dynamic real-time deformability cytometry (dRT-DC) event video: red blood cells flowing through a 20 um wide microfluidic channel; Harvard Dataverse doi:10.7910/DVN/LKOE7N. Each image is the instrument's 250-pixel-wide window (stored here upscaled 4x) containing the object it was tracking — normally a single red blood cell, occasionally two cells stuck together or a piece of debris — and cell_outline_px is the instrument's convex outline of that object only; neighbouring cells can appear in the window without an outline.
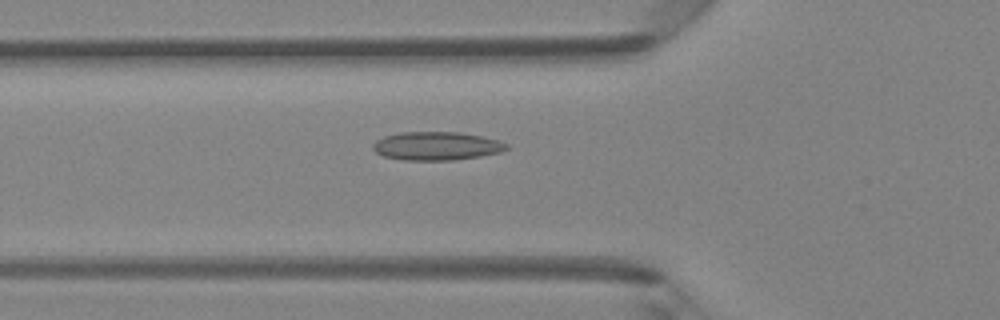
{"species": "Egyptian fruit bat (a non-hibernating species)", "species_latin": "Rousettus aegyptiacus", "temperature_condition": "room temperature", "stored_images_in_passage": 48, "camera_frame_rate_fps": 3000, "um_per_image_px": 0.085, "animal": {"sex": "female"}, "frame": {"image": 1, "passage_image": 17, "time_ms": 5.333, "image_size_px": [1000, 320], "cell_outline_px": [[508, 148], [500, 152], [480, 156], [452, 160], [400, 160], [384, 156], [376, 152], [372, 148], [372, 144], [376, 140], [384, 136], [400, 132], [460, 132], [480, 136], [496, 140], [508, 144]], "centroid_in_image_um": [37.06, 12.41], "position_along_channel_um": 88.7, "area_um2": 22.08}}
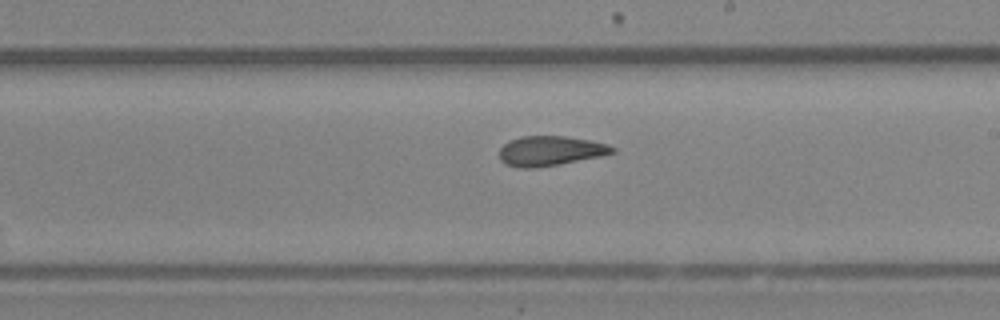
{"frame": {"image": 2, "passage_image": 28, "time_ms": 9.0, "image_size_px": [1000, 320], "cell_outline_px": [[616, 152], [600, 156], [560, 164], [536, 168], [520, 168], [504, 164], [500, 160], [500, 148], [508, 140], [524, 136], [564, 136], [592, 140], [608, 144], [616, 148]], "centroid_in_image_um": [46.77, 12.82], "position_along_channel_um": 242.2, "area_um2": 19.77}}
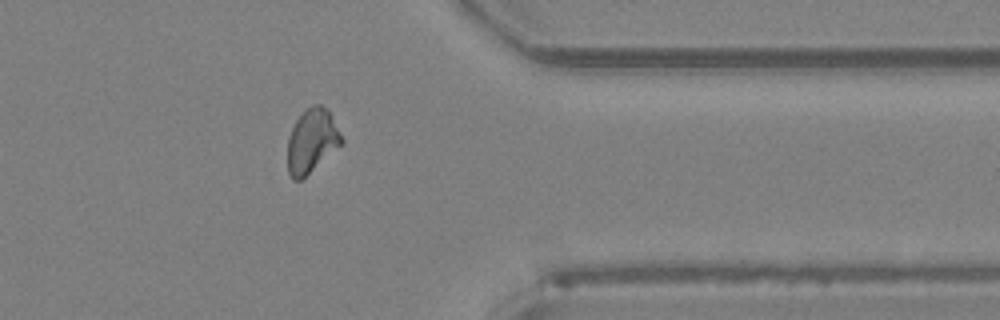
{"frame": {"image": 3, "passage_image": 39, "time_ms": 12.667, "image_size_px": [1000, 320], "cell_outline_px": [[344, 144], [300, 180], [292, 180], [288, 172], [288, 136], [296, 120], [312, 104], [320, 104], [328, 112], [344, 140]], "centroid_in_image_um": [26.5, 12.01], "position_along_channel_um": 384.9, "area_um2": 19.83}, "authors_computed_cell_mechanics": {"area_um2": 20.0277, "velocity_mm_per_s": 4.1994, "shape_relaxation_time_tau1_ms": null, "shape_relaxation_time_tau2_ms": 2.0982, "deformation_change_tau1": null, "deformation_change_tau2": 0.0813}}